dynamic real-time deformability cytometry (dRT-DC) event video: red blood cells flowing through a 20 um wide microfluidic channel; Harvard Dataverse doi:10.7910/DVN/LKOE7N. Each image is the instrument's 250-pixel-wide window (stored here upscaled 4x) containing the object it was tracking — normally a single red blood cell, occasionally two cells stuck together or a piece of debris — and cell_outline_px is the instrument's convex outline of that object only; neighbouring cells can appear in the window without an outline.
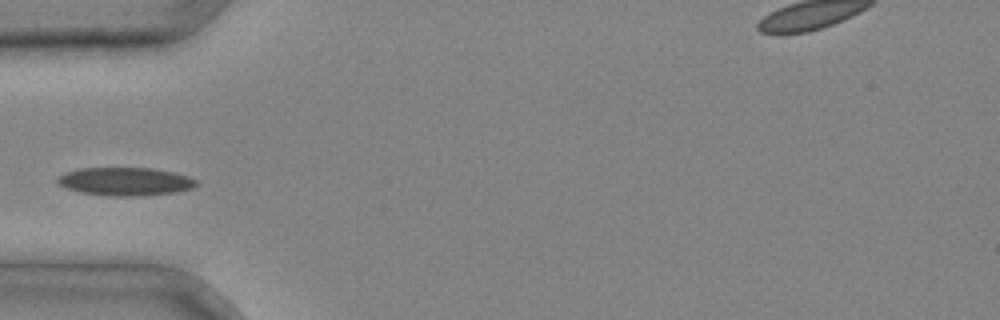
{"species": "common noctule bat (a hibernating species)", "species_latin": "Nyctalus noctula", "temperature_condition": "cold", "stored_images_in_passage": 26, "camera_frame_rate_fps": 3000, "um_per_image_px": 0.085, "animal": {"sex": "male", "body_mass_g": 20.4}, "frame": {"image": 1, "passage_image": 1, "time_ms": 0.0, "image_size_px": [1000, 320], "cell_outline_px": [[200, 184], [192, 188], [176, 192], [144, 196], [108, 196], [80, 192], [68, 188], [60, 184], [56, 180], [64, 172], [80, 168], [152, 168], [172, 172], [188, 176], [196, 180]], "centroid_in_image_um": [10.68, 15.43], "position_along_channel_um": 74.3, "area_um2": 22.83}}
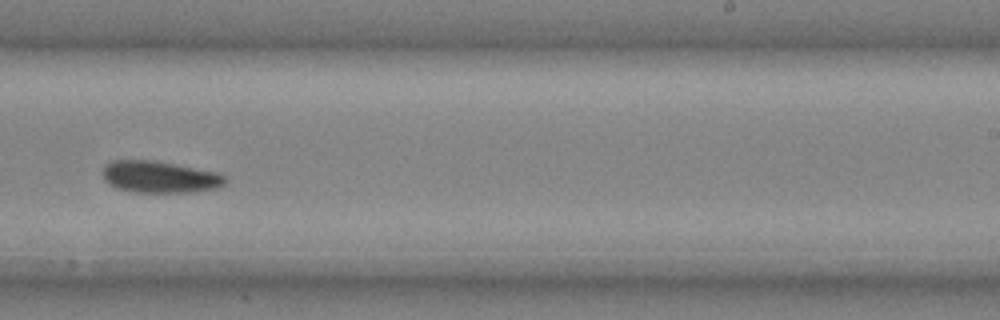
{"frame": {"image": 2, "passage_image": 13, "time_ms": 4.0, "image_size_px": [1000, 320], "cell_outline_px": [[228, 180], [224, 184], [216, 188], [192, 192], [132, 192], [116, 188], [108, 184], [104, 180], [104, 164], [112, 160], [156, 160], [216, 172], [224, 176]], "centroid_in_image_um": [13.55, 15.03], "position_along_channel_um": 275.5, "area_um2": 22.77}}
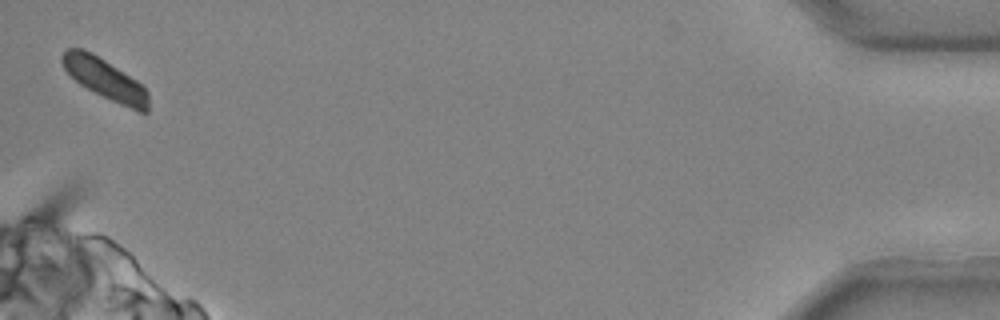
{"frame": {"image": 3, "passage_image": 26, "time_ms": 8.333, "image_size_px": [1000, 320], "cell_outline_px": [[148, 112], [140, 112], [120, 104], [80, 84], [64, 68], [60, 60], [60, 56], [68, 48], [80, 48], [92, 52], [136, 80], [148, 92]], "centroid_in_image_um": [8.91, 6.7], "position_along_channel_um": 426.3, "area_um2": 19.94}}